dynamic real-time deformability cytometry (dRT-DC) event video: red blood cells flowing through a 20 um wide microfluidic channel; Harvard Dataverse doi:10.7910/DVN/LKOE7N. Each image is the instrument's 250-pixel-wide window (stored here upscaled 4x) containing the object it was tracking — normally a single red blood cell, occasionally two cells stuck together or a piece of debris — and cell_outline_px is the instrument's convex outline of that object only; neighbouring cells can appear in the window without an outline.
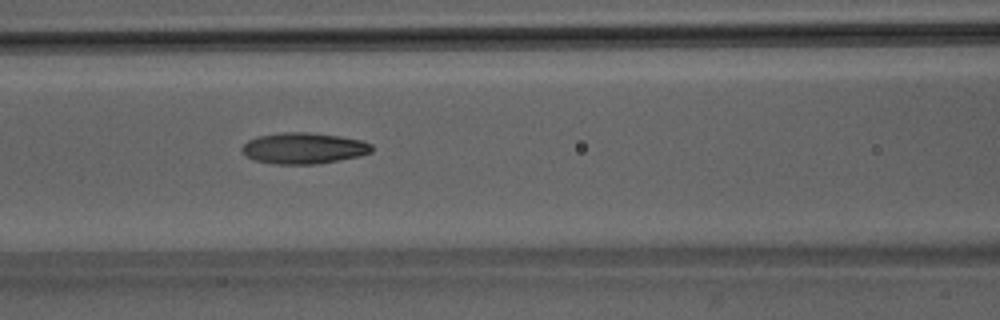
{"species": "Egyptian fruit bat (a non-hibernating species)", "species_latin": "Rousettus aegyptiacus", "temperature_condition": "room temperature", "stored_images_in_passage": 51, "camera_frame_rate_fps": 3000, "um_per_image_px": 0.085, "animal": {"sex": "male"}, "frame": {"image": 1, "passage_image": 22, "time_ms": 7.0, "image_size_px": [1000, 320], "cell_outline_px": [[372, 152], [360, 156], [340, 160], [316, 164], [272, 164], [256, 160], [248, 156], [240, 148], [248, 140], [256, 136], [284, 132], [308, 132], [340, 136], [360, 140], [372, 144]], "centroid_in_image_um": [25.82, 12.6], "position_along_channel_um": 140.8, "area_um2": 23.52}}
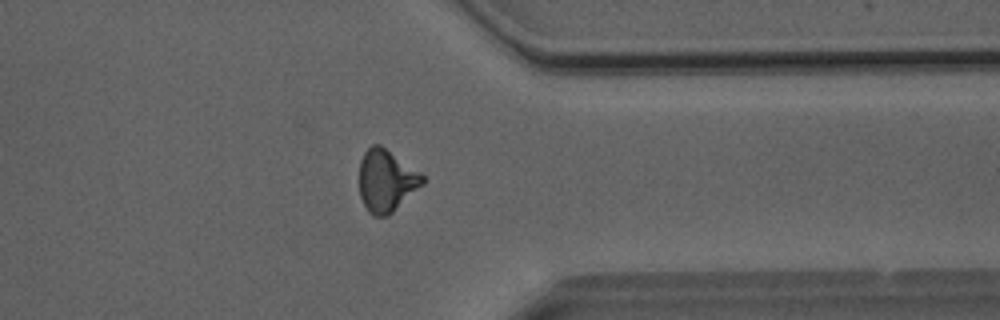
{"frame": {"image": 2, "passage_image": 40, "time_ms": 13.0, "image_size_px": [1000, 320], "cell_outline_px": [[424, 184], [388, 216], [372, 216], [368, 212], [360, 196], [360, 160], [364, 152], [372, 144], [380, 144], [420, 172], [424, 176]], "centroid_in_image_um": [32.83, 15.36], "position_along_channel_um": 378.6, "area_um2": 22.89}}
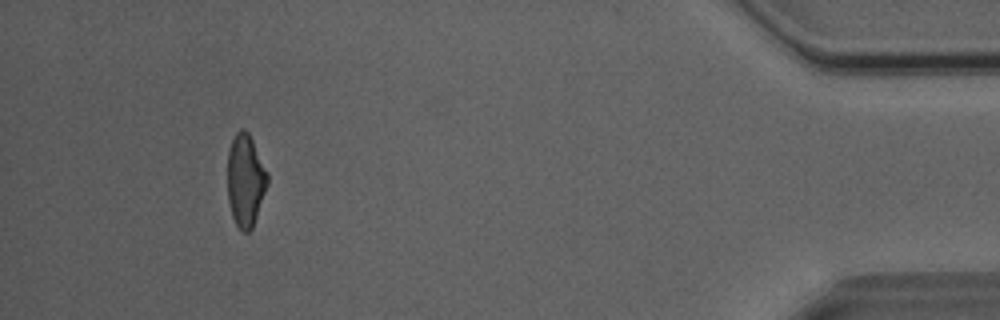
{"frame": {"image": 3, "passage_image": 47, "time_ms": 15.333, "image_size_px": [1000, 320], "cell_outline_px": [[268, 184], [252, 228], [248, 232], [240, 232], [232, 216], [228, 200], [228, 148], [236, 132], [240, 128], [244, 128], [248, 132], [268, 172]], "centroid_in_image_um": [20.86, 15.33], "position_along_channel_um": 414.3, "area_um2": 21.56}, "authors_computed_cell_mechanics": {"area_um2": 22.6576, "velocity_mm_per_s": 4.0709, "shape_relaxation_time_tau1_ms": 10.0108, "shape_relaxation_time_tau2_ms": 2.9591, "deformation_change_tau1": 0.2454, "deformation_change_tau2": 0.1196}}